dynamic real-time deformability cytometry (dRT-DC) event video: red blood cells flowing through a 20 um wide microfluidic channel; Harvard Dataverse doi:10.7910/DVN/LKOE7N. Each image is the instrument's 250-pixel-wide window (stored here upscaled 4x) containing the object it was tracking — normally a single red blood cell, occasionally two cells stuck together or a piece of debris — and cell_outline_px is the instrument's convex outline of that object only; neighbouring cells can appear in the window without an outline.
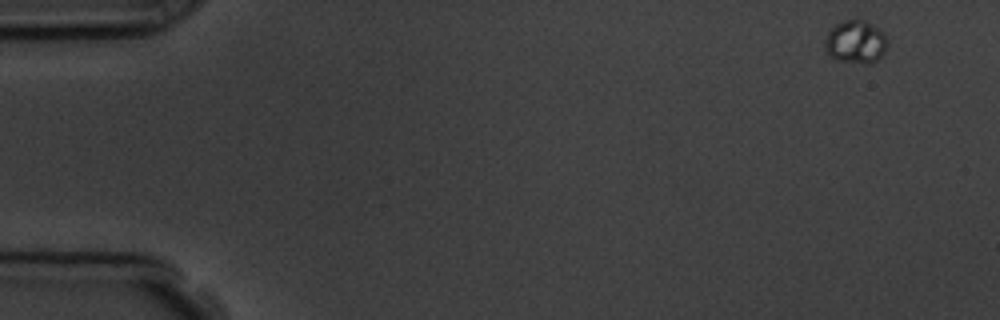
{"species": "common noctule bat (a hibernating species)", "species_latin": "Nyctalus noctula", "temperature_condition": "room temperature", "stored_images_in_passage": 4, "segment_of_instrument_passage": [1, 2], "camera_frame_rate_fps": 3000, "um_per_image_px": 0.085, "animal": {"sex": "male", "body_mass_g": 19.5, "forearm_length_mm": 54.6}, "frame": {"image": 1, "passage_image": 1, "time_ms": 0.0, "image_size_px": [1000, 320], "cell_outline_px": [[888, 44], [884, 52], [876, 60], [868, 64], [836, 60], [824, 48], [824, 40], [828, 32], [836, 24], [844, 20], [856, 16], [864, 20], [876, 28], [888, 40]], "centroid_in_image_um": [72.7, 3.54], "position_along_channel_um": 12.3, "area_um2": 15.66}}